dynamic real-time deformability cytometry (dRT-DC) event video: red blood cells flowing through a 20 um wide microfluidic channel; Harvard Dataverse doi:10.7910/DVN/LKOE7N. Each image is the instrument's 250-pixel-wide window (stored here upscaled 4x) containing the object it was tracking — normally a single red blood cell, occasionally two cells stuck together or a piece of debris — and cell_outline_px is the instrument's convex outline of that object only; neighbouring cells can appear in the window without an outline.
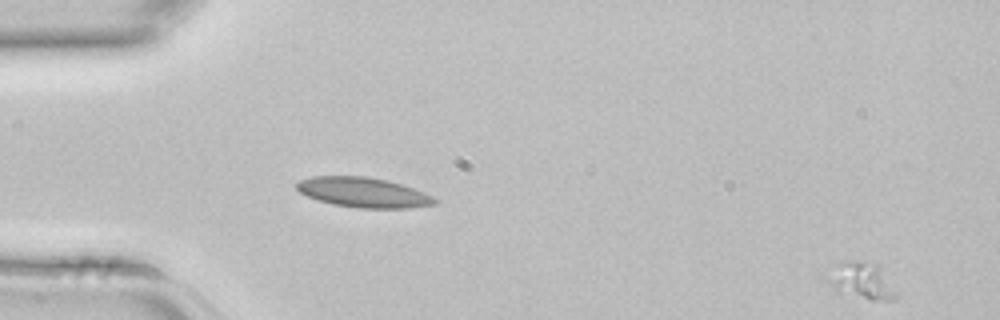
{"species": "common noctule bat (a hibernating species)", "species_latin": "Nyctalus noctula", "temperature_condition": "room temperature", "stored_images_in_passage": 4, "segment_of_instrument_passage": [2, 2], "camera_frame_rate_fps": 3000, "um_per_image_px": 0.085, "animal": {"sex": "female", "body_mass_g": 22.7, "forearm_length_mm": 54.2}, "frame": {"image": 1, "passage_image": 4, "time_ms": 1.0, "image_size_px": [1000, 320], "cell_outline_px": [[900, 296], [892, 300], [868, 300], [836, 292], [820, 276], [820, 272], [836, 264], [852, 260], [880, 264]], "centroid_in_image_um": [73.13, 23.85], "position_along_channel_um": 11.9, "area_um2": 15.78}}